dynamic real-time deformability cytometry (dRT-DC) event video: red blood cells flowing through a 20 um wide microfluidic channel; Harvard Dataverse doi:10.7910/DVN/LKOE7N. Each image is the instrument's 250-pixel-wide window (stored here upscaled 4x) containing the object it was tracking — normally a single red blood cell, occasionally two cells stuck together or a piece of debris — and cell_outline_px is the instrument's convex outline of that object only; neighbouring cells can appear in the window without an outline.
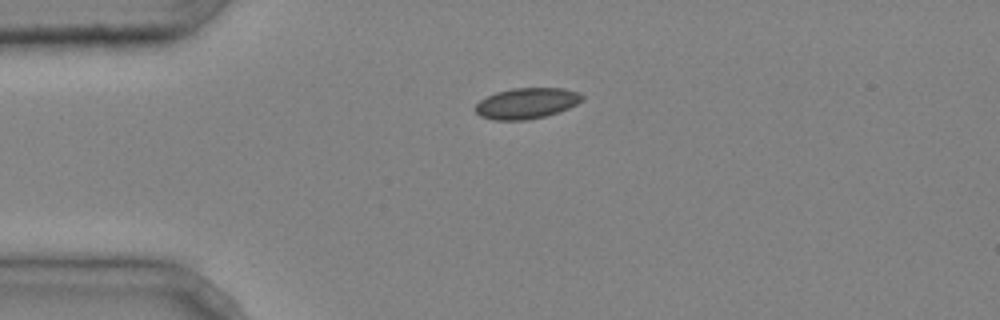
{"species": "common noctule bat (a hibernating species)", "species_latin": "Nyctalus noctula", "temperature_condition": "cold", "stored_images_in_passage": 3, "camera_frame_rate_fps": 3000, "um_per_image_px": 0.085, "animal": {"sex": "male", "body_mass_g": 20.4}, "frame": {"image": 1, "passage_image": 1, "time_ms": 0.0, "image_size_px": [1000, 320], "cell_outline_px": [[584, 100], [568, 108], [544, 116], [524, 120], [492, 120], [480, 116], [472, 108], [480, 100], [496, 92], [512, 88], [564, 88], [580, 92], [584, 96]], "centroid_in_image_um": [44.75, 8.77], "position_along_channel_um": 40.3, "area_um2": 19.25}}
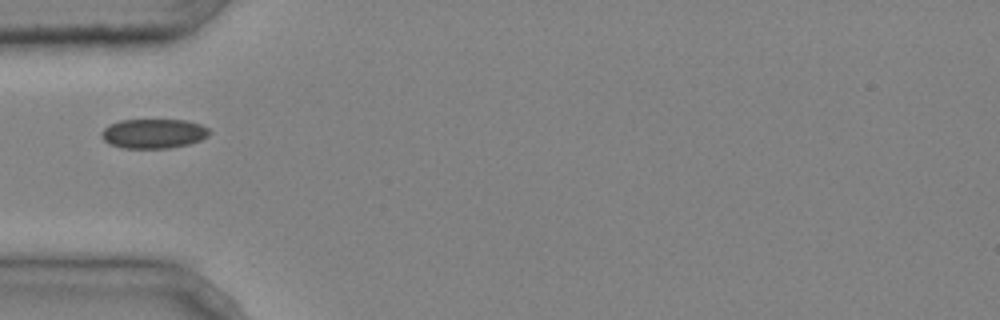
{"frame": {"image": 2, "passage_image": 2, "time_ms": 0.333, "image_size_px": [1000, 320], "cell_outline_px": [[212, 132], [208, 136], [200, 140], [188, 144], [168, 148], [124, 148], [108, 144], [100, 136], [100, 132], [108, 124], [120, 120], [184, 120], [200, 124], [208, 128]], "centroid_in_image_um": [13.02, 11.35], "position_along_channel_um": 72.0, "area_um2": 18.67}}